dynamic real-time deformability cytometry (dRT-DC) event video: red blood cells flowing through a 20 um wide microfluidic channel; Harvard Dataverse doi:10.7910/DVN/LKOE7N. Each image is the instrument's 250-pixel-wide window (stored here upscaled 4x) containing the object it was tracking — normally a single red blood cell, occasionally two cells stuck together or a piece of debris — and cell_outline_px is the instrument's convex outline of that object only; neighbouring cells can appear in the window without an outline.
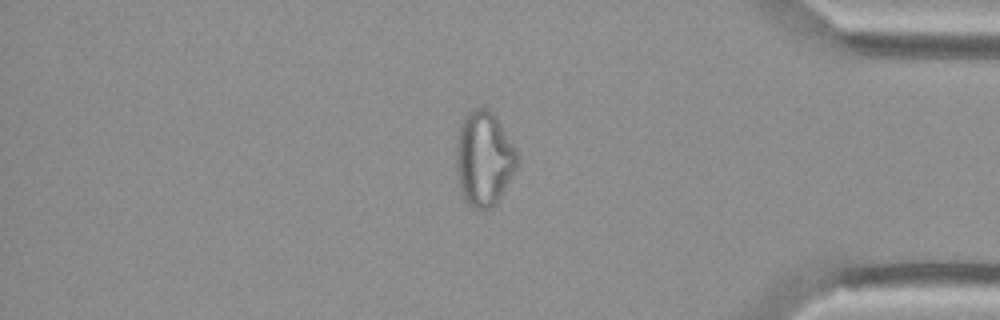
{"species": "Egyptian fruit bat (a non-hibernating species)", "species_latin": "Rousettus aegyptiacus", "temperature_condition": "cold", "stored_images_in_passage": 55, "camera_frame_rate_fps": 3000, "um_per_image_px": 0.085, "animal": {"sex": "female"}, "frame": {"image": 1, "passage_image": 47, "time_ms": 15.333, "image_size_px": [1000, 320], "cell_outline_px": [[516, 168], [496, 204], [488, 212], [480, 212], [468, 204], [460, 188], [456, 168], [456, 140], [460, 124], [464, 116], [472, 108], [488, 108], [496, 116], [516, 148]], "centroid_in_image_um": [41.11, 13.49], "position_along_channel_um": 394.1, "area_um2": 33.87}}